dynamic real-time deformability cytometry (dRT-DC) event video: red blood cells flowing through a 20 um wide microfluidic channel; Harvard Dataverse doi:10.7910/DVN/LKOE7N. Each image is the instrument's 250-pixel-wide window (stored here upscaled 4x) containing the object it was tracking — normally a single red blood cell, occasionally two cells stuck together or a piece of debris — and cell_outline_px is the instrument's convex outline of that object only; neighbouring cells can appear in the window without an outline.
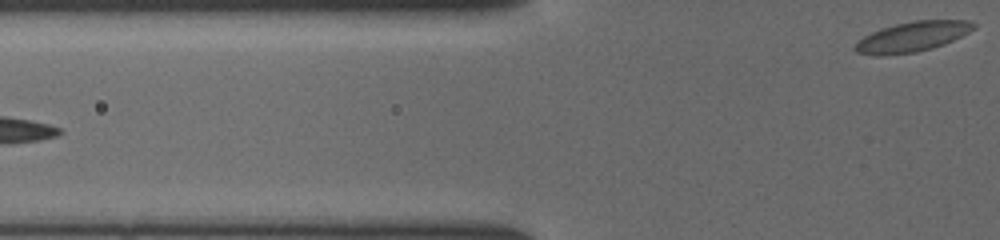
{"species": "common noctule bat (a hibernating species)", "species_latin": "Nyctalus noctula", "temperature_condition": "cold", "stored_images_in_passage": 11, "segment_of_instrument_passage": [2, 2], "camera_frame_rate_fps": 3000, "um_per_image_px": 0.085, "animal": {"sex": "female", "body_mass_g": 19.5, "forearm_length_mm": 54.1}, "frame": {"image": 1, "passage_image": 11, "time_ms": 3.333, "image_size_px": [1000, 240], "cell_outline_px": [[976, 28], [944, 44], [932, 48], [916, 52], [880, 56], [876, 56], [856, 52], [852, 48], [864, 36], [872, 32], [896, 24], [916, 20], [968, 20], [976, 24]], "centroid_in_image_um": [77.55, 3.13], "position_along_channel_um": 48.3, "area_um2": 20.58}}